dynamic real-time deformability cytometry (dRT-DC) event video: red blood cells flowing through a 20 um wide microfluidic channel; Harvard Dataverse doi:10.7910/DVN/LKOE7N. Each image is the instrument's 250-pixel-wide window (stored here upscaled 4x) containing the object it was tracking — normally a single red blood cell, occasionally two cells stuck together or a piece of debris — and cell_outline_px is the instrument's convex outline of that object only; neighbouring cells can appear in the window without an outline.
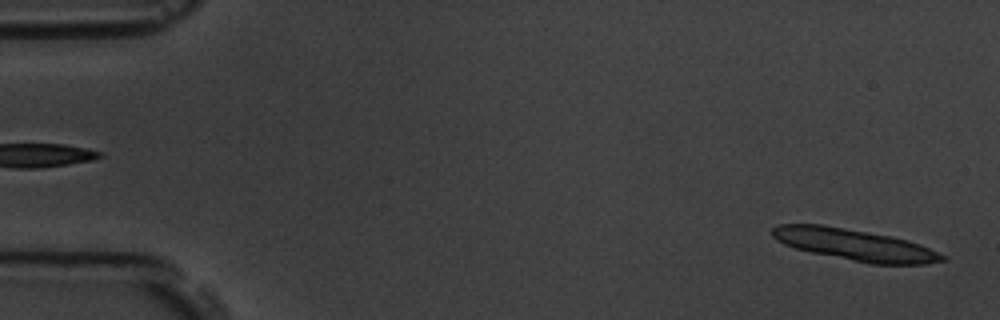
{"species": "common noctule bat (a hibernating species)", "species_latin": "Nyctalus noctula", "temperature_condition": "room temperature", "stored_images_in_passage": 6, "segment_of_instrument_passage": [2, 2], "camera_frame_rate_fps": 3000, "um_per_image_px": 0.085, "animal": {"sex": "male", "body_mass_g": 19.5, "forearm_length_mm": 54.6}, "frame": {"image": 1, "passage_image": 6, "time_ms": 6.0, "image_size_px": [1000, 320], "cell_outline_px": [[948, 260], [924, 264], [868, 264], [812, 252], [796, 248], [784, 244], [776, 240], [768, 232], [772, 228], [780, 224], [824, 224], [892, 236], [908, 240], [920, 244], [944, 256]], "centroid_in_image_um": [72.61, 20.79], "position_along_channel_um": 12.4, "area_um2": 31.27}}